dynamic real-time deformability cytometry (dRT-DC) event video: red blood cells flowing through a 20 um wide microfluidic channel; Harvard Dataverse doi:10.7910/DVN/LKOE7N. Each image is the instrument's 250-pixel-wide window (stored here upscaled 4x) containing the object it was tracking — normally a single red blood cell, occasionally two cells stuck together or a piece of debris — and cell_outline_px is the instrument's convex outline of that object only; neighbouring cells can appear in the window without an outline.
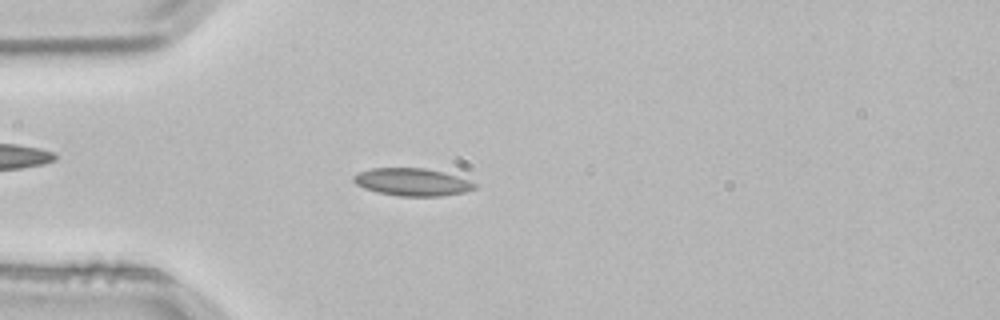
{"species": "common noctule bat (a hibernating species)", "species_latin": "Nyctalus noctula", "temperature_condition": "room temperature", "stored_images_in_passage": 3, "camera_frame_rate_fps": 3000, "um_per_image_px": 0.085, "animal": {"sex": "male", "body_mass_g": 21.5, "forearm_length_mm": 52.0}, "frame": {"image": 1, "passage_image": 3, "time_ms": 0.667, "image_size_px": [1000, 320], "cell_outline_px": [[476, 188], [464, 192], [444, 196], [400, 196], [376, 192], [364, 188], [356, 184], [352, 180], [352, 176], [356, 172], [372, 168], [424, 168], [444, 172], [468, 180], [476, 184]], "centroid_in_image_um": [34.99, 15.47], "position_along_channel_um": 50.0, "area_um2": 19.54}}